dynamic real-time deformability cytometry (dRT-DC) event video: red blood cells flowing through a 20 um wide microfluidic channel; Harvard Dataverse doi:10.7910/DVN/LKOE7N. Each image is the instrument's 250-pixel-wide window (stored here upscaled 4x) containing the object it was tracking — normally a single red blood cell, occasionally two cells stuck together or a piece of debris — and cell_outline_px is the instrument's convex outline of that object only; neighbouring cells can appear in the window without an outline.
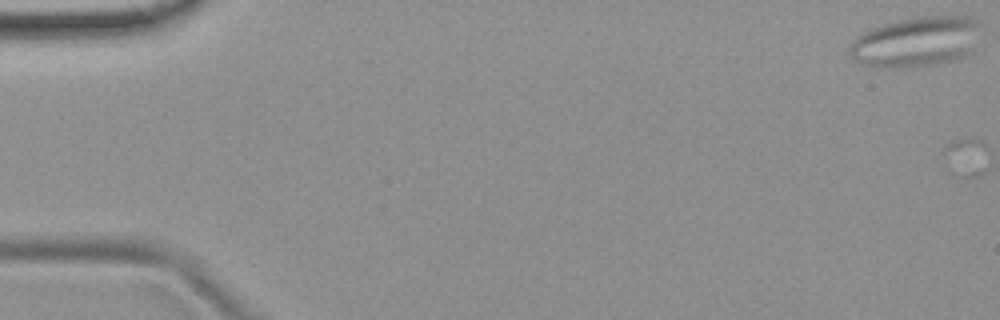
{"species": "common noctule bat (a hibernating species)", "species_latin": "Nyctalus noctula", "temperature_condition": "room temperature", "stored_images_in_passage": 5, "camera_frame_rate_fps": 3000, "um_per_image_px": 0.085, "animal": {"sex": "female", "body_mass_g": 19.9}, "frame": {"image": 1, "passage_image": 1, "time_ms": 0.0, "image_size_px": [1000, 320], "cell_outline_px": [[980, 24], [976, 52], [956, 60], [936, 64], [912, 68], [888, 68], [860, 64], [848, 52], [848, 44], [860, 32], [884, 24], [916, 16], [972, 16]], "centroid_in_image_um": [77.9, 3.56], "position_along_channel_um": 7.1, "area_um2": 39.36}}